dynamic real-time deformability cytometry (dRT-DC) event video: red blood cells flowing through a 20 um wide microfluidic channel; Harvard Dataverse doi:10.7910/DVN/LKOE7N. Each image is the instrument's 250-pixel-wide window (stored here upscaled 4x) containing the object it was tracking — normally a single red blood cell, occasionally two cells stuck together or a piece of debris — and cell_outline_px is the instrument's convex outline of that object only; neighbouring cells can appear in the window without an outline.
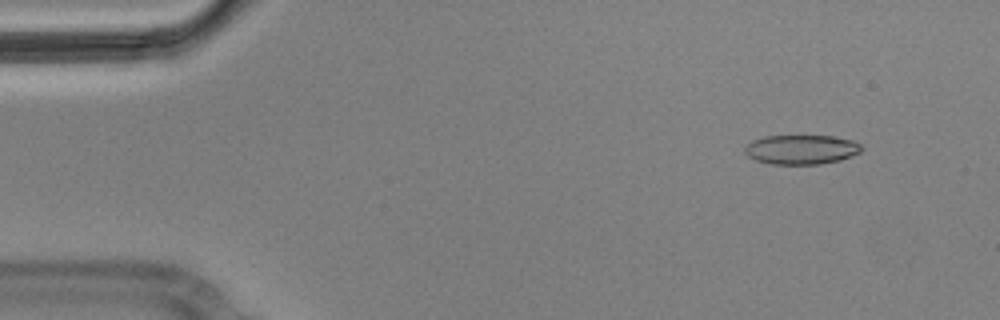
{"species": "Egyptian fruit bat (a non-hibernating species)", "species_latin": "Rousettus aegyptiacus", "temperature_condition": "cold", "stored_images_in_passage": 4, "camera_frame_rate_fps": 3000, "um_per_image_px": 0.085, "animal": {"sex": "male"}, "frame": {"image": 1, "passage_image": 1, "time_ms": 0.0, "image_size_px": [1000, 320], "cell_outline_px": [[864, 148], [860, 152], [852, 156], [840, 160], [820, 164], [772, 164], [756, 160], [748, 156], [744, 152], [744, 148], [752, 140], [764, 136], [832, 136], [852, 140], [860, 144]], "centroid_in_image_um": [68.12, 12.71], "position_along_channel_um": 16.9, "area_um2": 20.06}}